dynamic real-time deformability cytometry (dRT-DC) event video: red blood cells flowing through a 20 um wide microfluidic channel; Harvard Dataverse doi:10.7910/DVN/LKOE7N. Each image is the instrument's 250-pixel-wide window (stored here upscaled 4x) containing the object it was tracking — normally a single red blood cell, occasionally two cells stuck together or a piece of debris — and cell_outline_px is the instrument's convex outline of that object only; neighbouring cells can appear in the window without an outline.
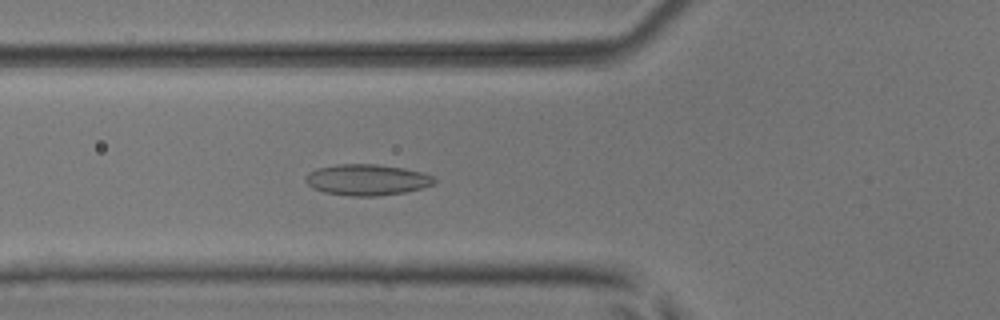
{"species": "common noctule bat (a hibernating species)", "species_latin": "Nyctalus noctula", "temperature_condition": "room temperature", "stored_images_in_passage": 52, "camera_frame_rate_fps": 3000, "um_per_image_px": 0.085, "animal": {"sex": "male", "body_mass_g": 17.9, "forearm_length_mm": 54.2}, "frame": {"image": 1, "passage_image": 19, "time_ms": 6.0, "image_size_px": [1000, 320], "cell_outline_px": [[436, 184], [404, 192], [376, 196], [348, 196], [324, 192], [312, 188], [304, 180], [304, 176], [308, 172], [316, 168], [336, 164], [376, 164], [404, 168], [436, 176]], "centroid_in_image_um": [31.17, 15.28], "position_along_channel_um": 94.6, "area_um2": 23.52}}
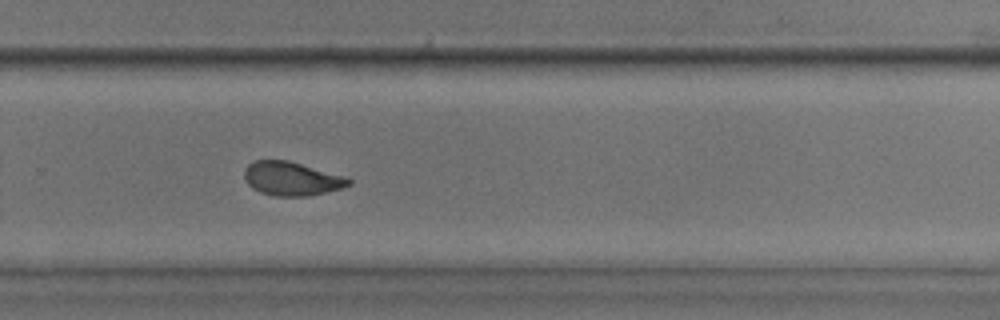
{"frame": {"image": 2, "passage_image": 35, "time_ms": 11.333, "image_size_px": [1000, 320], "cell_outline_px": [[352, 184], [340, 188], [308, 196], [276, 196], [260, 192], [252, 188], [248, 184], [244, 176], [244, 168], [252, 160], [288, 160], [348, 176], [352, 180]], "centroid_in_image_um": [24.8, 15.17], "position_along_channel_um": 305.0, "area_um2": 20.75}}
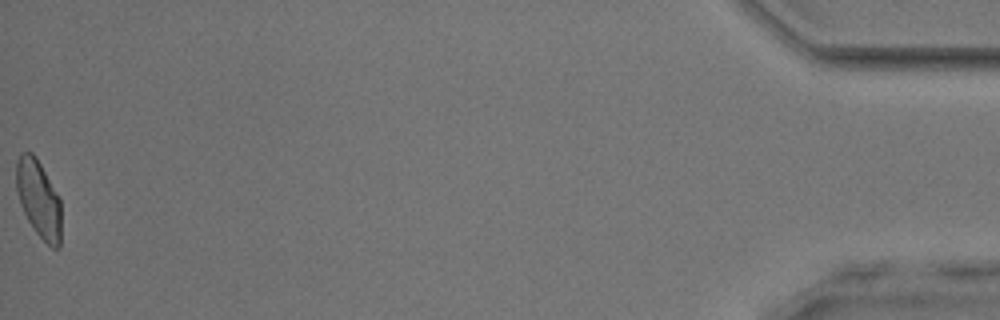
{"frame": {"image": 3, "passage_image": 52, "time_ms": 17.0, "image_size_px": [1000, 320], "cell_outline_px": [[60, 248], [52, 248], [36, 232], [28, 220], [20, 204], [16, 192], [16, 160], [20, 152], [32, 152], [36, 156], [60, 196]], "centroid_in_image_um": [3.28, 16.86], "position_along_channel_um": 431.9, "area_um2": 20.46}, "authors_computed_cell_mechanics": {"area_um2": 21.3282, "velocity_mm_per_s": 3.9528, "shape_relaxation_time_tau1_ms": 7.0318, "shape_relaxation_time_tau2_ms": 2.0678, "deformation_change_tau1": 0.1462, "deformation_change_tau2": 0.0734}}